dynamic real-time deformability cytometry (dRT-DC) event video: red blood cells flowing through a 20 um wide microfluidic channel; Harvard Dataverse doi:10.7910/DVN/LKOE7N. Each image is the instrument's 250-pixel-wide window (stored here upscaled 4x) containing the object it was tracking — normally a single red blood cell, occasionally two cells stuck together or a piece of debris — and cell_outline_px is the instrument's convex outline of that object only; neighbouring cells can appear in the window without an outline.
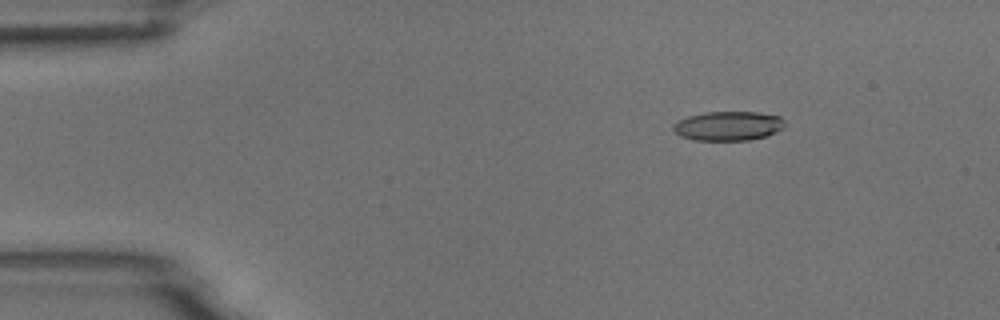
{"species": "common noctule bat (a hibernating species)", "species_latin": "Nyctalus noctula", "temperature_condition": "room temperature", "stored_images_in_passage": 54, "camera_frame_rate_fps": 3000, "um_per_image_px": 0.085, "animal": {"sex": "male", "body_mass_g": 18.8}, "frame": {"image": 1, "passage_image": 8, "time_ms": 2.333, "image_size_px": [1000, 320], "cell_outline_px": [[784, 128], [768, 136], [748, 140], [692, 140], [680, 136], [672, 128], [672, 124], [688, 116], [704, 112], [756, 112], [780, 116], [784, 120]], "centroid_in_image_um": [61.91, 10.71], "position_along_channel_um": 23.1, "area_um2": 19.13}}
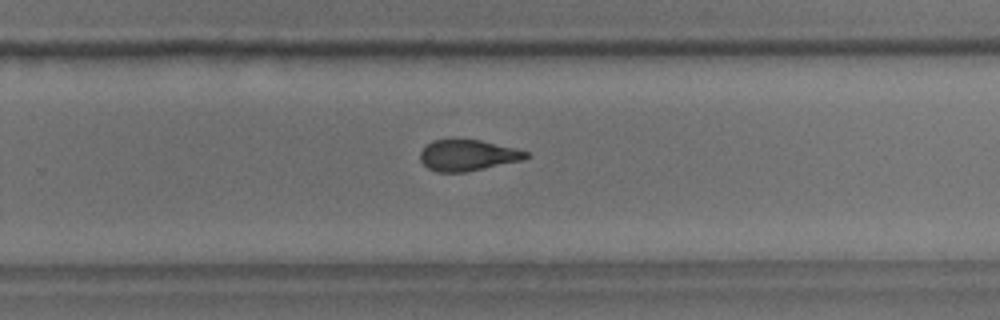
{"frame": {"image": 2, "passage_image": 35, "time_ms": 11.333, "image_size_px": [1000, 320], "cell_outline_px": [[528, 156], [524, 160], [464, 172], [436, 172], [428, 168], [420, 160], [420, 152], [432, 140], [452, 136], [480, 140], [516, 148], [528, 152]], "centroid_in_image_um": [39.72, 13.15], "position_along_channel_um": 290.1, "area_um2": 19.65}}
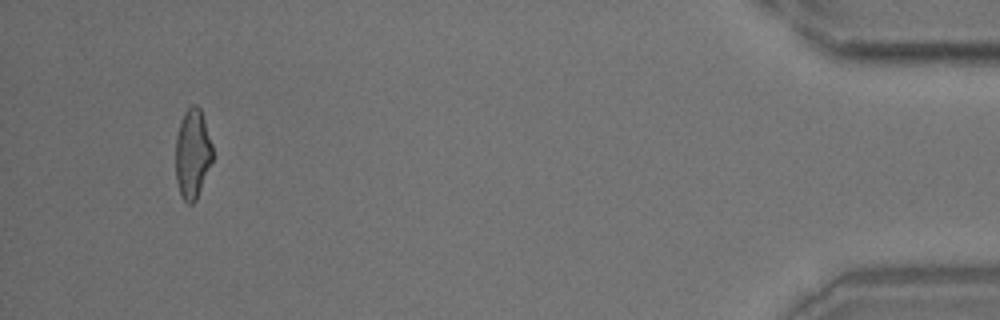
{"frame": {"image": 3, "passage_image": 51, "time_ms": 16.667, "image_size_px": [1000, 320], "cell_outline_px": [[212, 160], [196, 200], [192, 204], [188, 204], [180, 196], [176, 180], [176, 136], [180, 120], [184, 112], [192, 104], [196, 104], [200, 108], [212, 144]], "centroid_in_image_um": [16.34, 13.06], "position_along_channel_um": 418.9, "area_um2": 19.25}, "authors_computed_cell_mechanics": {"area_um2": 19.941, "velocity_mm_per_s": 3.7797, "shape_relaxation_time_tau1_ms": 7.889, "shape_relaxation_time_tau2_ms": 2.1548, "deformation_change_tau1": 0.204, "deformation_change_tau2": 0.1046}}